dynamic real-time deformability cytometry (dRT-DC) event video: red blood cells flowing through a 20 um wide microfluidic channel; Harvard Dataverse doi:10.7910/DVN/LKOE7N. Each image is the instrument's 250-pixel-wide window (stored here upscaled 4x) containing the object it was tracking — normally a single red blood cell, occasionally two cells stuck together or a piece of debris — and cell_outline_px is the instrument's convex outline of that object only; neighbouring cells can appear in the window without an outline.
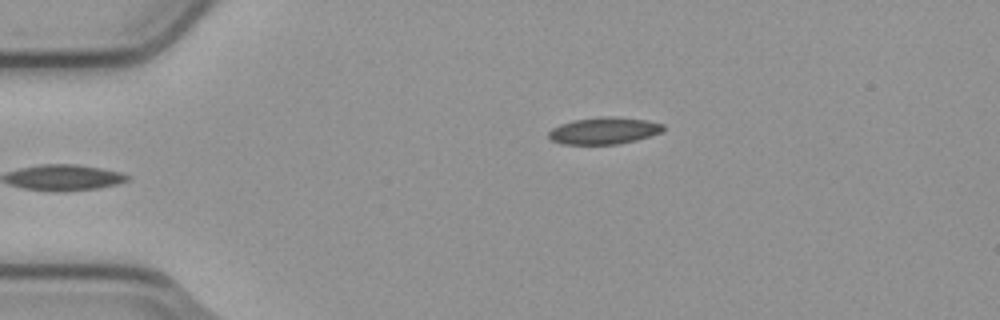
{"species": "common noctule bat (a hibernating species)", "species_latin": "Nyctalus noctula", "temperature_condition": "cold", "stored_images_in_passage": 6, "camera_frame_rate_fps": 3000, "um_per_image_px": 0.085, "animal": {"sex": "male", "body_mass_g": 23.1, "forearm_length_mm": 52.7}, "frame": {"image": 1, "passage_image": 6, "time_ms": 1.667, "image_size_px": [1000, 320], "cell_outline_px": [[664, 128], [660, 132], [636, 140], [616, 144], [560, 144], [552, 140], [548, 136], [548, 132], [552, 128], [560, 124], [572, 120], [604, 116], [612, 116], [648, 120], [664, 124]], "centroid_in_image_um": [51.31, 11.1], "position_along_channel_um": 33.7, "area_um2": 17.92}}